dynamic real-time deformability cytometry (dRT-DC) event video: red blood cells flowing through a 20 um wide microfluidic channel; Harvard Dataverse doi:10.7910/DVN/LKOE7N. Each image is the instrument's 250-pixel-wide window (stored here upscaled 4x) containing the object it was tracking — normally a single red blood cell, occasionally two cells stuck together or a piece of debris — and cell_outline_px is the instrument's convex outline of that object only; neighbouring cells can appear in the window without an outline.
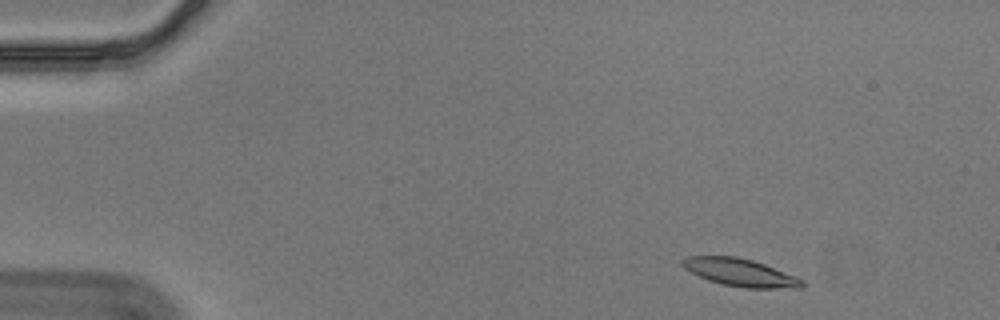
{"species": "Egyptian fruit bat (a non-hibernating species)", "species_latin": "Rousettus aegyptiacus", "temperature_condition": "cold", "stored_images_in_passage": 53, "segment_of_instrument_passage": [1, 2], "camera_frame_rate_fps": 3000, "um_per_image_px": 0.085, "animal": {"sex": "male"}, "frame": {"image": 1, "passage_image": 3, "time_ms": 0.667, "image_size_px": [1000, 320], "cell_outline_px": [[804, 284], [800, 288], [744, 288], [720, 284], [708, 280], [684, 268], [680, 264], [680, 260], [688, 256], [736, 256], [752, 260], [764, 264], [804, 280]], "centroid_in_image_um": [62.88, 23.16], "position_along_channel_um": 22.1, "area_um2": 19.19}}
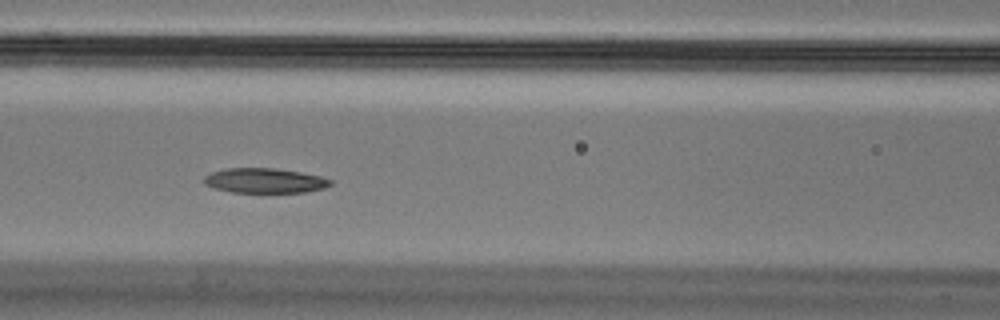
{"frame": {"image": 2, "passage_image": 21, "time_ms": 6.667, "image_size_px": [1000, 320], "cell_outline_px": [[332, 184], [324, 188], [304, 192], [232, 192], [216, 188], [204, 184], [204, 176], [212, 172], [224, 168], [276, 168], [300, 172], [320, 176], [332, 180]], "centroid_in_image_um": [22.5, 15.34], "position_along_channel_um": 144.1, "area_um2": 18.21}}
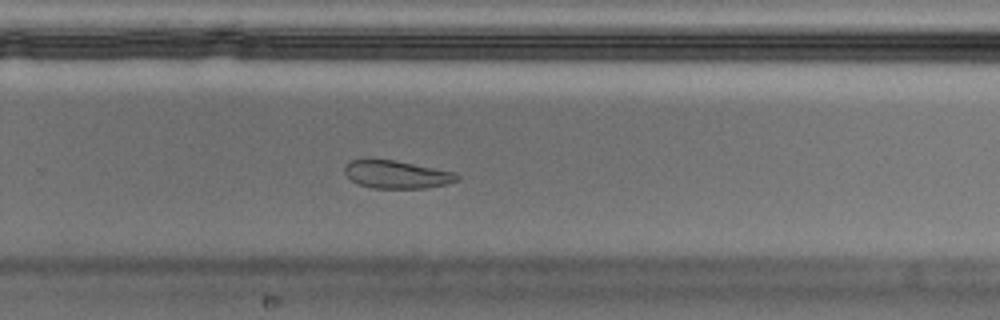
{"frame": {"image": 3, "passage_image": 34, "time_ms": 11.0, "image_size_px": [1000, 320], "cell_outline_px": [[460, 176], [456, 180], [448, 184], [424, 188], [372, 188], [360, 184], [352, 180], [344, 172], [344, 164], [352, 160], [392, 160], [456, 172]], "centroid_in_image_um": [33.73, 14.84], "position_along_channel_um": 296.1, "area_um2": 17.98}}